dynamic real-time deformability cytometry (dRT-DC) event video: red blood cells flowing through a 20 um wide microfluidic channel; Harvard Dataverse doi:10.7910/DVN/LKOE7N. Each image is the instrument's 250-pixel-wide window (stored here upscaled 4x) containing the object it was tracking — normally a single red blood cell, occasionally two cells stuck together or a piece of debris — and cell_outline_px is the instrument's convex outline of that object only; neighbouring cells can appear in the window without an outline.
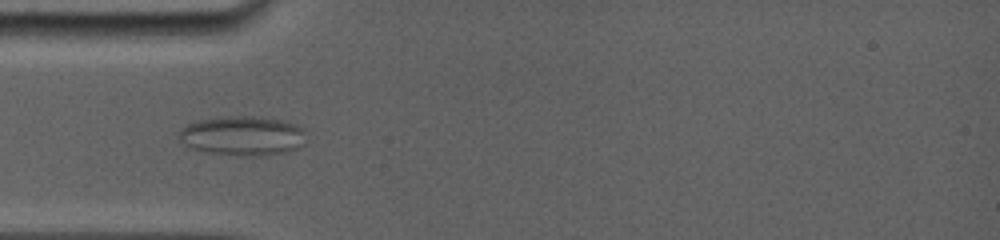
{"species": "common noctule bat (a hibernating species)", "species_latin": "Nyctalus noctula", "temperature_condition": "room temperature", "stored_images_in_passage": 42, "camera_frame_rate_fps": 5000, "um_per_image_px": 0.085, "animal": {"sex": "female", "body_mass_g": 19.0, "forearm_length_mm": 56.7}, "frame": {"image": 1, "passage_image": 9, "time_ms": 4.8, "image_size_px": [1000, 240], "cell_outline_px": [[304, 144], [300, 148], [288, 152], [256, 156], [240, 156], [208, 152], [188, 148], [176, 136], [180, 128], [196, 120], [224, 116], [252, 116], [288, 120], [304, 128]], "centroid_in_image_um": [20.61, 11.54], "position_along_channel_um": 64.4, "area_um2": 29.94}}
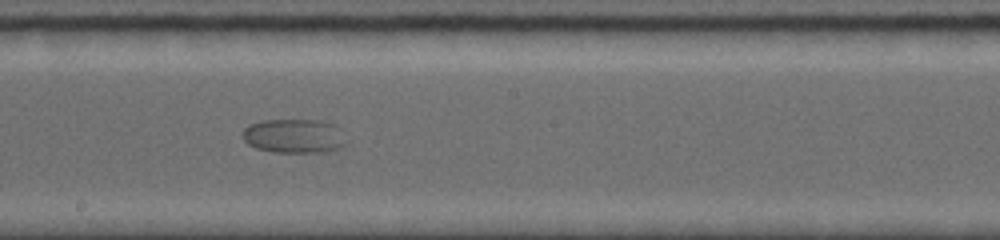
{"frame": {"image": 2, "passage_image": 19, "time_ms": 9.2, "image_size_px": [1000, 240], "cell_outline_px": [[348, 144], [340, 148], [324, 152], [276, 152], [256, 148], [248, 144], [240, 136], [244, 128], [248, 124], [260, 120], [320, 120], [336, 124], [348, 140]], "centroid_in_image_um": [25.01, 11.55], "position_along_channel_um": 223.2, "area_um2": 21.1}}
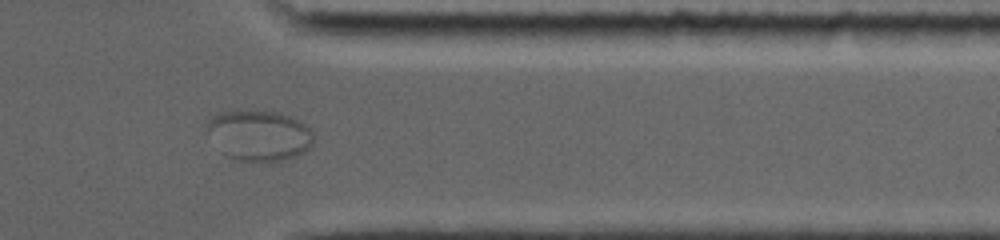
{"frame": {"image": 3, "passage_image": 33, "time_ms": 13.8, "image_size_px": [1000, 240], "cell_outline_px": [[312, 144], [304, 152], [296, 156], [272, 164], [260, 164], [240, 160], [224, 156], [220, 152], [204, 132], [204, 128], [208, 120], [212, 116], [220, 112], [236, 108], [280, 112], [292, 116], [300, 120], [312, 132]], "centroid_in_image_um": [21.94, 11.51], "position_along_channel_um": 389.5, "area_um2": 33.06}}